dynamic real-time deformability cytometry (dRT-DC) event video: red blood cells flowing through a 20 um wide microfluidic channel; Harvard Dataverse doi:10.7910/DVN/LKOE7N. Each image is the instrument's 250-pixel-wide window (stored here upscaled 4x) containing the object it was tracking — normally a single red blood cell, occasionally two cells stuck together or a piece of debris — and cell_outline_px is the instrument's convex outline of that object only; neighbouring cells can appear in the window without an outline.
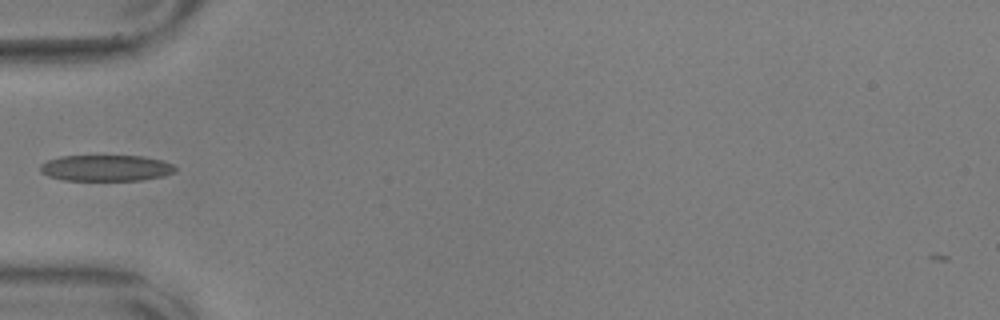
{"species": "common noctule bat (a hibernating species)", "species_latin": "Nyctalus noctula", "temperature_condition": "warm", "stored_images_in_passage": 38, "camera_frame_rate_fps": 3000, "um_per_image_px": 0.085, "animal": {"sex": "male", "body_mass_g": 17.9, "forearm_length_mm": 54.2}, "frame": {"image": 1, "passage_image": 1, "time_ms": 0.0, "image_size_px": [1000, 320], "cell_outline_px": [[176, 172], [164, 176], [144, 180], [64, 180], [48, 176], [40, 172], [40, 164], [48, 160], [60, 156], [140, 156], [160, 160], [172, 164], [176, 168]], "centroid_in_image_um": [9.0, 14.29], "position_along_channel_um": 76.0, "area_um2": 20.58}}
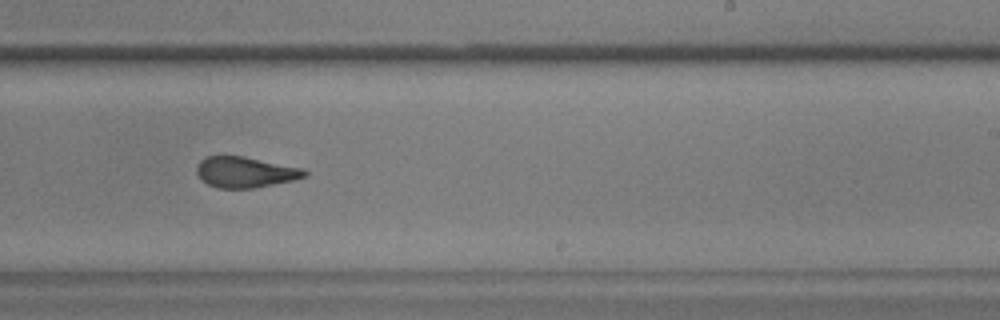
{"frame": {"image": 2, "passage_image": 17, "time_ms": 5.333, "image_size_px": [1000, 320], "cell_outline_px": [[308, 176], [292, 180], [252, 188], [216, 188], [208, 184], [196, 172], [196, 168], [200, 160], [208, 156], [244, 156], [304, 168], [308, 172]], "centroid_in_image_um": [20.87, 14.62], "position_along_channel_um": 268.1, "area_um2": 19.25}}
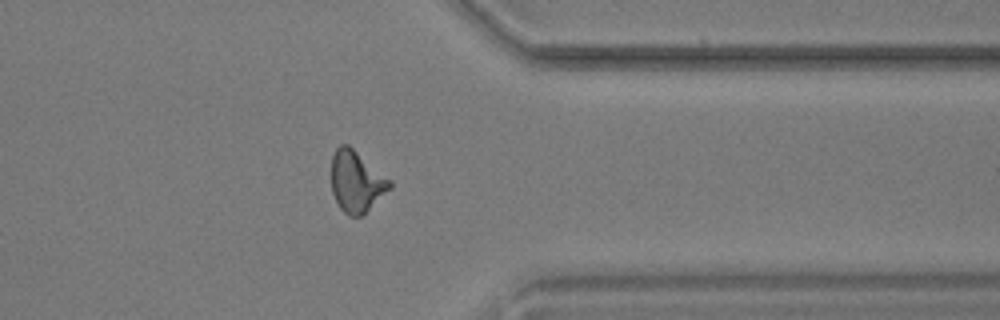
{"frame": {"image": 3, "passage_image": 27, "time_ms": 8.667, "image_size_px": [1000, 320], "cell_outline_px": [[392, 188], [360, 216], [348, 216], [340, 208], [332, 192], [332, 156], [336, 148], [340, 144], [348, 144], [392, 180]], "centroid_in_image_um": [30.31, 15.41], "position_along_channel_um": 381.1, "area_um2": 20.81}}